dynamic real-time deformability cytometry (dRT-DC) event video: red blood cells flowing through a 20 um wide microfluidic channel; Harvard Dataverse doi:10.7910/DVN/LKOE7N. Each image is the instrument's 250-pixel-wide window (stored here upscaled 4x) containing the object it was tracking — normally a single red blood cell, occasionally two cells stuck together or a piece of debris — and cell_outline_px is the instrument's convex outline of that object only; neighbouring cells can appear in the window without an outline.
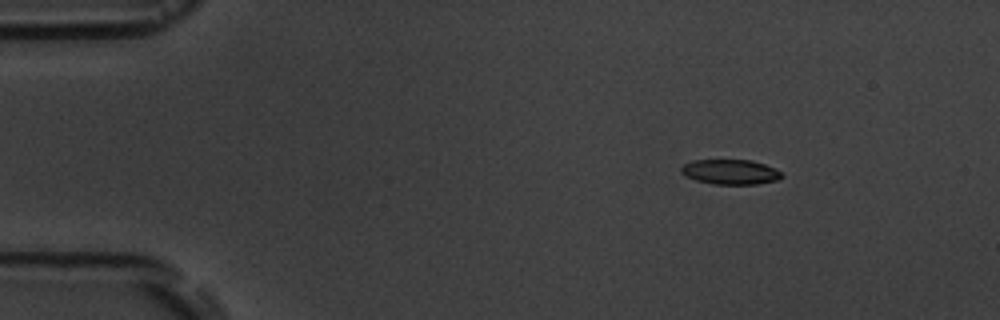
{"species": "common noctule bat (a hibernating species)", "species_latin": "Nyctalus noctula", "temperature_condition": "room temperature", "stored_images_in_passage": 8, "camera_frame_rate_fps": 3000, "um_per_image_px": 0.085, "animal": {"sex": "male", "body_mass_g": 19.5, "forearm_length_mm": 54.6}, "frame": {"image": 1, "passage_image": 1, "time_ms": 0.0, "image_size_px": [1000, 320], "cell_outline_px": [[784, 176], [780, 180], [756, 184], [712, 184], [696, 180], [680, 172], [680, 168], [684, 164], [692, 160], [752, 160], [764, 164], [780, 172]], "centroid_in_image_um": [62.09, 14.61], "position_along_channel_um": 22.9, "area_um2": 14.57}}
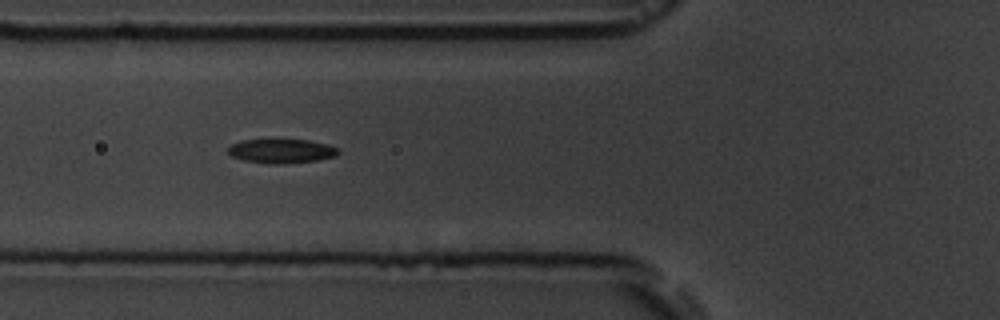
{"frame": {"image": 2, "passage_image": 5, "time_ms": 4.333, "image_size_px": [1000, 320], "cell_outline_px": [[340, 152], [336, 156], [316, 160], [276, 164], [268, 164], [244, 160], [232, 156], [228, 152], [228, 148], [232, 144], [240, 140], [308, 140], [328, 144], [340, 148]], "centroid_in_image_um": [23.95, 12.83], "position_along_channel_um": 101.9, "area_um2": 15.43}}
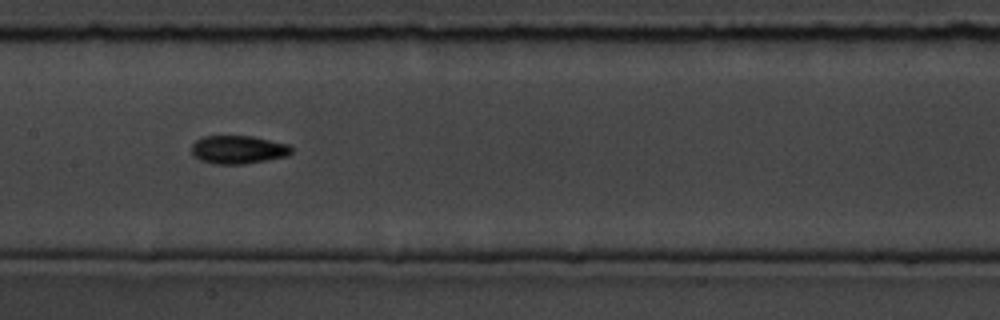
{"frame": {"image": 3, "passage_image": 7, "time_ms": 6.667, "image_size_px": [1000, 320], "cell_outline_px": [[292, 152], [288, 156], [244, 164], [216, 164], [200, 160], [192, 152], [192, 144], [196, 140], [204, 136], [252, 136], [288, 144], [292, 148]], "centroid_in_image_um": [20.26, 12.72], "position_along_channel_um": 187.1, "area_um2": 16.36}}